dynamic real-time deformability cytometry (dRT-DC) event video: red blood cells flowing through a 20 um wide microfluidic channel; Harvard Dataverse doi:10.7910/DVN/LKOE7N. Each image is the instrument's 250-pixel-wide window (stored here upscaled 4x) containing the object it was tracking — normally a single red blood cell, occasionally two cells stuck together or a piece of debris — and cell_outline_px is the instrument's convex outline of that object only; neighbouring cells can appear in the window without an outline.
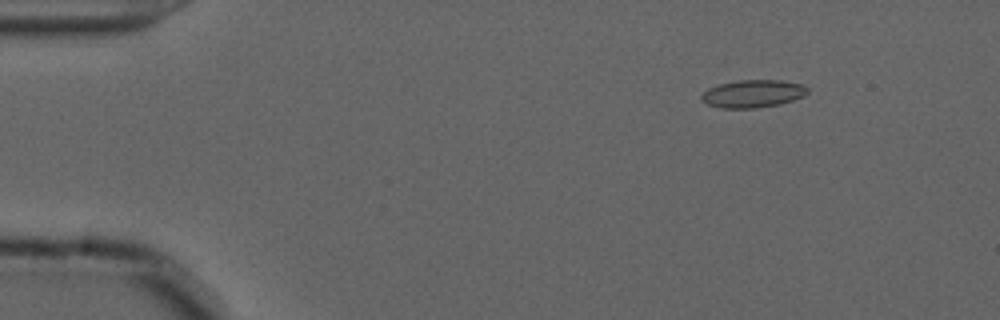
{"species": "common noctule bat (a hibernating species)", "species_latin": "Nyctalus noctula", "temperature_condition": "cold", "stored_images_in_passage": 49, "camera_frame_rate_fps": 3000, "um_per_image_px": 0.085, "animal": {"sex": "male", "forearm_length_mm": 52.5}, "frame": {"image": 1, "passage_image": 1, "time_ms": 0.0, "image_size_px": [1000, 320], "cell_outline_px": [[808, 92], [804, 96], [780, 104], [756, 108], [720, 108], [708, 104], [700, 100], [700, 96], [708, 88], [720, 84], [736, 80], [780, 80], [800, 84], [808, 88]], "centroid_in_image_um": [63.97, 7.96], "position_along_channel_um": 21.0, "area_um2": 17.11}}
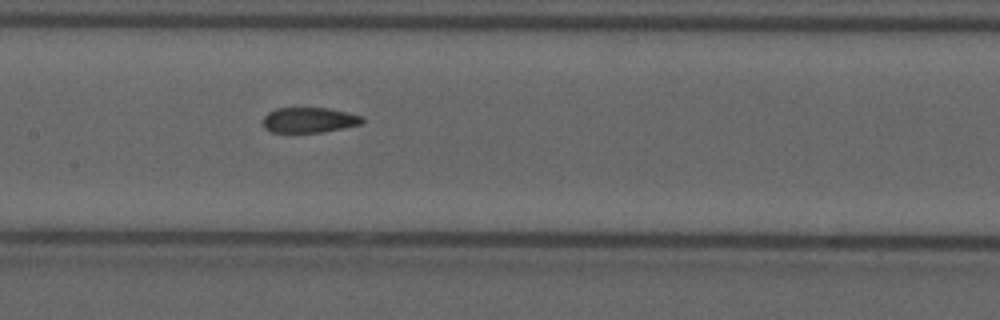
{"frame": {"image": 2, "passage_image": 21, "time_ms": 6.667, "image_size_px": [1000, 320], "cell_outline_px": [[364, 124], [344, 128], [320, 132], [272, 132], [264, 128], [264, 116], [268, 112], [276, 108], [328, 108], [364, 116]], "centroid_in_image_um": [26.32, 10.2], "position_along_channel_um": 181.1, "area_um2": 14.68}}
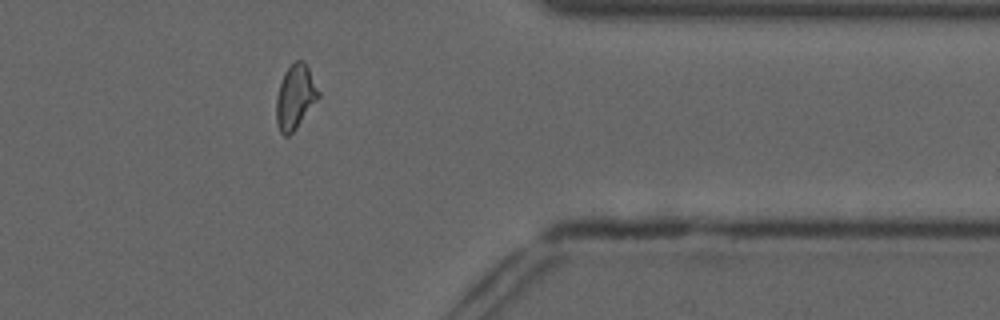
{"frame": {"image": 3, "passage_image": 39, "time_ms": 12.667, "image_size_px": [1000, 320], "cell_outline_px": [[320, 96], [296, 128], [288, 136], [284, 136], [280, 132], [276, 124], [276, 96], [284, 72], [296, 60], [304, 60], [320, 92]], "centroid_in_image_um": [25.08, 8.24], "position_along_channel_um": 386.3, "area_um2": 15.72}, "authors_computed_cell_mechanics": {"area_um2": 15.8372, "velocity_mm_per_s": 3.6797, "shape_relaxation_time_tau1_ms": null, "shape_relaxation_time_tau2_ms": 2.4031, "deformation_change_tau1": null, "deformation_change_tau2": 0.067}}